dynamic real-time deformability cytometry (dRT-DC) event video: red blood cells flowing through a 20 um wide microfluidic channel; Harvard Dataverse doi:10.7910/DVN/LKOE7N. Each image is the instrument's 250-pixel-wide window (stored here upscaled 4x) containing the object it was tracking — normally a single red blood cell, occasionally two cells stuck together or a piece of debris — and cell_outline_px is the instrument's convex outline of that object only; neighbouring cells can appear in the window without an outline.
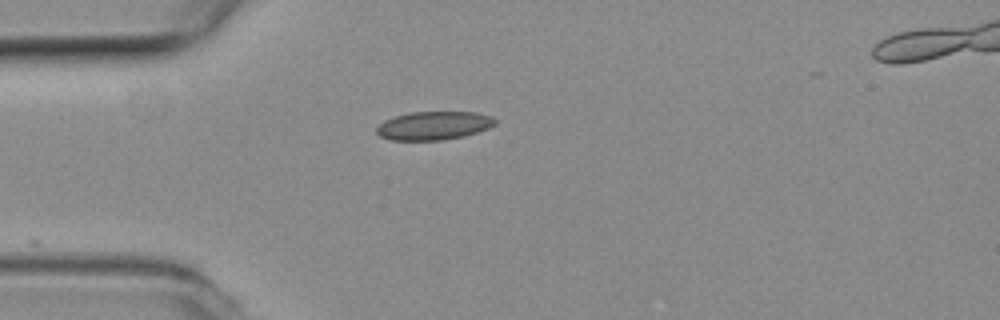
{"species": "common noctule bat (a hibernating species)", "species_latin": "Nyctalus noctula", "temperature_condition": "room temperature", "stored_images_in_passage": 2, "camera_frame_rate_fps": 3000, "um_per_image_px": 0.085, "animal": {"sex": "female", "body_mass_g": 19.3, "forearm_length_mm": 54.1}, "frame": {"image": 1, "passage_image": 1, "time_ms": 0.0, "image_size_px": [1000, 320], "cell_outline_px": [[496, 124], [488, 128], [464, 136], [444, 140], [388, 140], [380, 136], [376, 132], [376, 128], [384, 120], [408, 112], [476, 112], [488, 116], [496, 120]], "centroid_in_image_um": [36.84, 10.68], "position_along_channel_um": 48.2, "area_um2": 19.59}}